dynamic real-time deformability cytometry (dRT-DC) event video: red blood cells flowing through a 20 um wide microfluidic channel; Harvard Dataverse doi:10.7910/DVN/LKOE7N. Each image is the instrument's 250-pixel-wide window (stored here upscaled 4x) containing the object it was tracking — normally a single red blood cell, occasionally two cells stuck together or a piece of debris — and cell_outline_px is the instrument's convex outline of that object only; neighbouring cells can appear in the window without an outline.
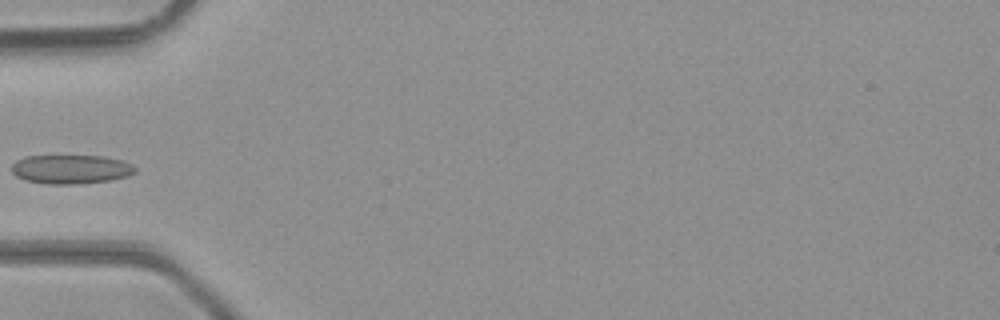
{"species": "common noctule bat (a hibernating species)", "species_latin": "Nyctalus noctula", "temperature_condition": "room temperature", "stored_images_in_passage": 3, "camera_frame_rate_fps": 3000, "um_per_image_px": 0.085, "animal": {"sex": "male", "body_mass_g": 23.1, "forearm_length_mm": 52.7}, "frame": {"image": 1, "passage_image": 3, "time_ms": 0.667, "image_size_px": [1000, 320], "cell_outline_px": [[136, 172], [128, 176], [108, 180], [80, 184], [48, 184], [24, 180], [16, 176], [12, 172], [12, 164], [16, 160], [24, 156], [104, 156], [120, 160], [132, 164], [136, 168]], "centroid_in_image_um": [6.01, 14.39], "position_along_channel_um": 79.0, "area_um2": 20.92}}